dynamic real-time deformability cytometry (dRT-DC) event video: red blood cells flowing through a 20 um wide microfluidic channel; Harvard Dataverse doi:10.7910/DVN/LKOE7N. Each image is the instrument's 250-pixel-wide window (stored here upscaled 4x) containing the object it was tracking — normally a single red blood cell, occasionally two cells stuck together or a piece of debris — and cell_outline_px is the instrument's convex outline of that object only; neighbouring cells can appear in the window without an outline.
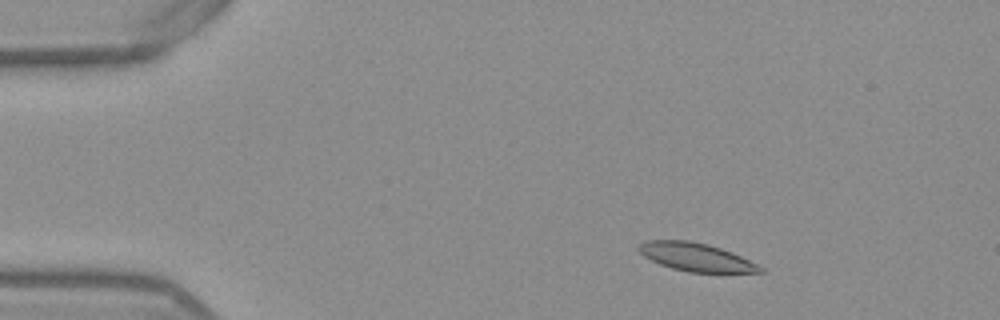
{"species": "Egyptian fruit bat (a non-hibernating species)", "species_latin": "Rousettus aegyptiacus", "temperature_condition": "warm", "stored_images_in_passage": 50, "camera_frame_rate_fps": 3000, "um_per_image_px": 0.085, "frame": {"image": 1, "passage_image": 5, "time_ms": 1.333, "image_size_px": [1000, 320], "cell_outline_px": [[764, 272], [688, 272], [672, 268], [660, 264], [644, 256], [636, 248], [640, 244], [648, 240], [688, 240], [708, 244], [732, 252], [764, 268]], "centroid_in_image_um": [59.14, 21.84], "position_along_channel_um": 25.9, "area_um2": 19.71}}
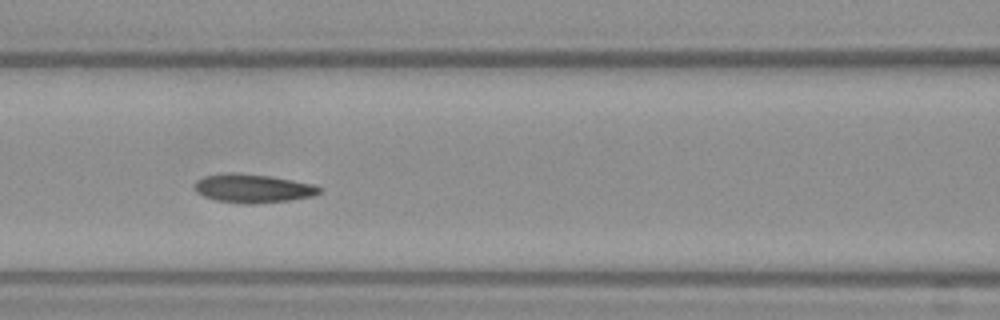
{"frame": {"image": 2, "passage_image": 20, "time_ms": 6.333, "image_size_px": [1000, 320], "cell_outline_px": [[320, 192], [312, 196], [292, 200], [256, 204], [248, 204], [216, 200], [204, 196], [196, 192], [192, 188], [196, 180], [204, 176], [228, 172], [232, 172], [272, 176], [312, 184], [320, 188]], "centroid_in_image_um": [21.45, 16.01], "position_along_channel_um": 145.2, "area_um2": 20.92}}
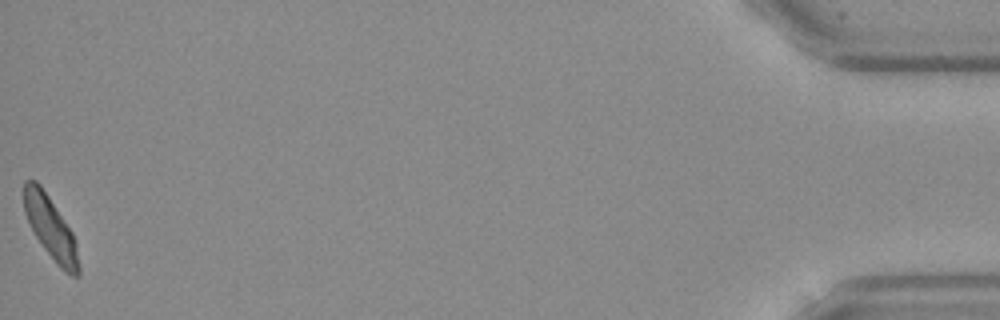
{"frame": {"image": 3, "passage_image": 50, "time_ms": 16.333, "image_size_px": [1000, 320], "cell_outline_px": [[80, 276], [72, 276], [64, 272], [56, 264], [44, 248], [36, 236], [24, 212], [24, 180], [36, 180], [40, 184], [72, 232], [76, 244], [80, 268]], "centroid_in_image_um": [4.32, 19.4], "position_along_channel_um": 430.9, "area_um2": 19.65}, "authors_computed_cell_mechanics": {"area_um2": 20.1722, "velocity_mm_per_s": 3.8348, "shape_relaxation_time_tau1_ms": 2.8255, "shape_relaxation_time_tau2_ms": 2.6984, "deformation_change_tau1": 0.1239, "deformation_change_tau2": 0.0973}}